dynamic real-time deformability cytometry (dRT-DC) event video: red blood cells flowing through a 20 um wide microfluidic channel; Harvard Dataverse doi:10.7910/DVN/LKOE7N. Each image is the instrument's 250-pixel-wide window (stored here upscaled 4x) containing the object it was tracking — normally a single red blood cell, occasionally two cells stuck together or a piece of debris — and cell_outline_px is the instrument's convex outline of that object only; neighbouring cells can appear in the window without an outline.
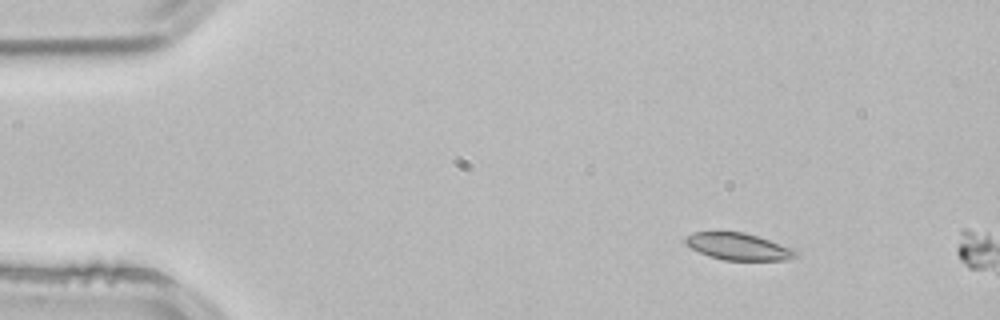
{"species": "common noctule bat (a hibernating species)", "species_latin": "Nyctalus noctula", "temperature_condition": "room temperature", "stored_images_in_passage": 2, "camera_frame_rate_fps": 3000, "um_per_image_px": 0.085, "animal": {"sex": "male", "body_mass_g": 21.5, "forearm_length_mm": 52.0}, "frame": {"image": 1, "passage_image": 1, "time_ms": 0.0, "image_size_px": [1000, 320], "cell_outline_px": [[800, 256], [788, 260], [724, 260], [708, 256], [684, 244], [684, 236], [692, 232], [744, 232], [792, 248], [800, 252]], "centroid_in_image_um": [62.76, 20.96], "position_along_channel_um": 22.2, "area_um2": 17.4}}